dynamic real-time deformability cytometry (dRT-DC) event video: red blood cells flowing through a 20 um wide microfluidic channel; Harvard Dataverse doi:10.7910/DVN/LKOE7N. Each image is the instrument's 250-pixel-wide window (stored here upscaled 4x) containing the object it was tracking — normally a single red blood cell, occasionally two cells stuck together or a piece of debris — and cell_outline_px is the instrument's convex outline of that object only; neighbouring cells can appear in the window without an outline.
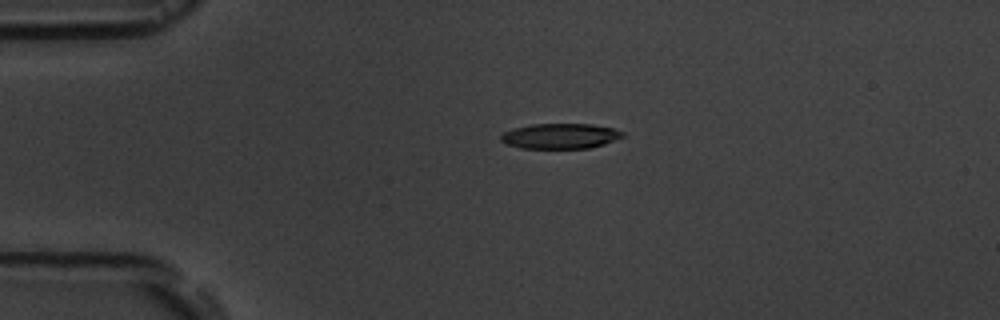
{"species": "common noctule bat (a hibernating species)", "species_latin": "Nyctalus noctula", "temperature_condition": "room temperature", "stored_images_in_passage": 2, "camera_frame_rate_fps": 3000, "um_per_image_px": 0.085, "animal": {"sex": "male", "body_mass_g": 19.5, "forearm_length_mm": 54.6}, "frame": {"image": 1, "passage_image": 1, "time_ms": 0.0, "image_size_px": [1000, 320], "cell_outline_px": [[624, 136], [604, 144], [588, 148], [520, 148], [504, 144], [500, 140], [500, 136], [504, 132], [512, 128], [532, 124], [592, 124], [612, 128], [624, 132]], "centroid_in_image_um": [47.58, 11.56], "position_along_channel_um": 37.4, "area_um2": 17.98}}